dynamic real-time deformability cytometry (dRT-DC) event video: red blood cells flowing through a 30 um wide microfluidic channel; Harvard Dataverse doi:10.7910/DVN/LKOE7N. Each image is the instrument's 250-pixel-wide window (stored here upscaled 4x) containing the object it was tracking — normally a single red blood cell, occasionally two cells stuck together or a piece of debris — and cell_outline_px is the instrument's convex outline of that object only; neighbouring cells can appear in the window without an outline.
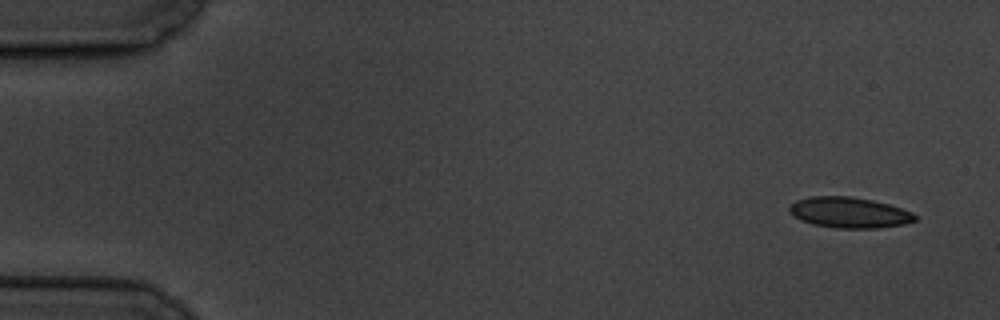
{"species": "common noctule bat (a hibernating species)", "species_latin": "Nyctalus noctula", "temperature_condition": "cold", "stored_images_in_passage": 6, "camera_frame_rate_fps": 3000, "um_per_image_px": 0.085, "animal": {"sex": "male", "body_mass_g": 19.5, "forearm_length_mm": 54.6}, "frame": {"image": 1, "passage_image": 1, "time_ms": 0.0, "image_size_px": [1000, 320], "cell_outline_px": [[916, 220], [904, 224], [880, 228], [836, 228], [812, 224], [800, 220], [788, 212], [788, 208], [796, 200], [808, 196], [848, 196], [872, 200], [888, 204], [912, 212], [916, 216]], "centroid_in_image_um": [72.15, 18.07], "position_along_channel_um": 12.8, "area_um2": 22.54}}